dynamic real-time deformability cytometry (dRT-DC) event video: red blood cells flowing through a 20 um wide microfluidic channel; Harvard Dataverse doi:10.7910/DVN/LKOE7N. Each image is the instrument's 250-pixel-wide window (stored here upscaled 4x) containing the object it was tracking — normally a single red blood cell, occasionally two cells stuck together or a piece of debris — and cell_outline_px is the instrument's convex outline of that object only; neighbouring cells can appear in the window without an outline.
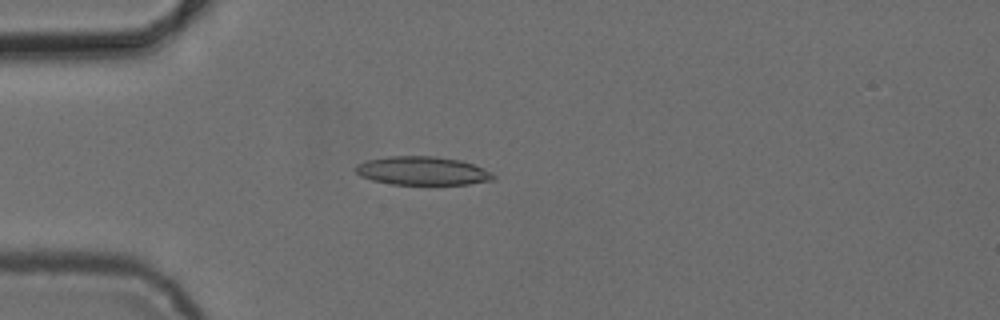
{"species": "common noctule bat (a hibernating species)", "species_latin": "Nyctalus noctula", "temperature_condition": "cold", "stored_images_in_passage": 4, "camera_frame_rate_fps": 3000, "um_per_image_px": 0.085, "animal": {"sex": "female", "body_mass_g": 24.6, "forearm_length_mm": 56.2}, "frame": {"image": 1, "passage_image": 3, "time_ms": 2.333, "image_size_px": [1000, 320], "cell_outline_px": [[496, 176], [492, 180], [468, 184], [392, 184], [372, 180], [360, 176], [356, 172], [356, 164], [368, 160], [388, 156], [432, 156], [460, 160], [472, 164]], "centroid_in_image_um": [35.85, 14.52], "position_along_channel_um": 49.1, "area_um2": 22.54}}